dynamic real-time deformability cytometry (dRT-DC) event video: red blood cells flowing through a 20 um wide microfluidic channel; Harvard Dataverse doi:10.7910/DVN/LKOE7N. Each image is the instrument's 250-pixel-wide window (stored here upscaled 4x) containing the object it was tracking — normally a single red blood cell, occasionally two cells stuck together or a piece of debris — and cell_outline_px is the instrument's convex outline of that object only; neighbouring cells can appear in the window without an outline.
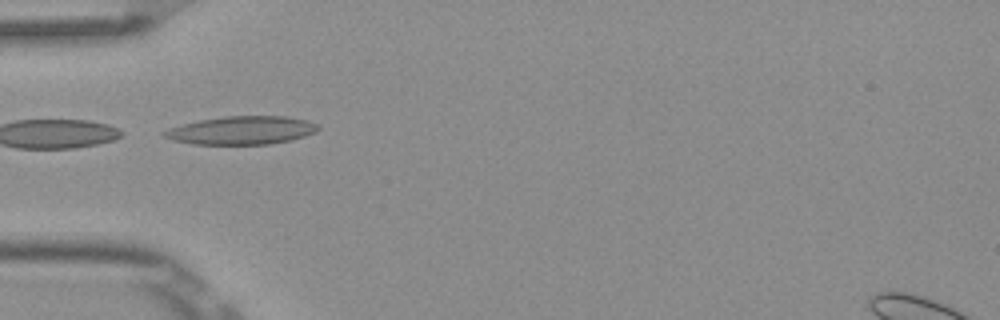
{"species": "Egyptian fruit bat (a non-hibernating species)", "species_latin": "Rousettus aegyptiacus", "temperature_condition": "room temperature", "stored_images_in_passage": 3, "camera_frame_rate_fps": 3000, "um_per_image_px": 0.085, "frame": {"image": 1, "passage_image": 1, "time_ms": 0.0, "image_size_px": [1000, 320], "cell_outline_px": [[320, 128], [316, 132], [292, 140], [268, 144], [192, 144], [172, 140], [164, 136], [160, 132], [184, 124], [200, 120], [224, 116], [288, 116], [308, 120], [316, 124]], "centroid_in_image_um": [20.57, 11.08], "position_along_channel_um": 64.4, "area_um2": 25.26}}
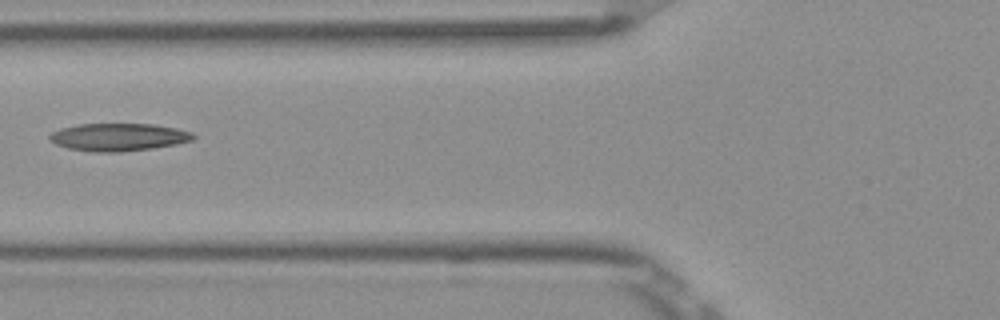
{"frame": {"image": 2, "passage_image": 2, "time_ms": 0.333, "image_size_px": [1000, 320], "cell_outline_px": [[196, 136], [192, 140], [176, 144], [152, 148], [120, 152], [92, 152], [68, 148], [56, 144], [48, 140], [48, 136], [52, 132], [60, 128], [80, 124], [156, 124], [176, 128], [192, 132]], "centroid_in_image_um": [10.06, 11.65], "position_along_channel_um": 115.7, "area_um2": 23.24}}
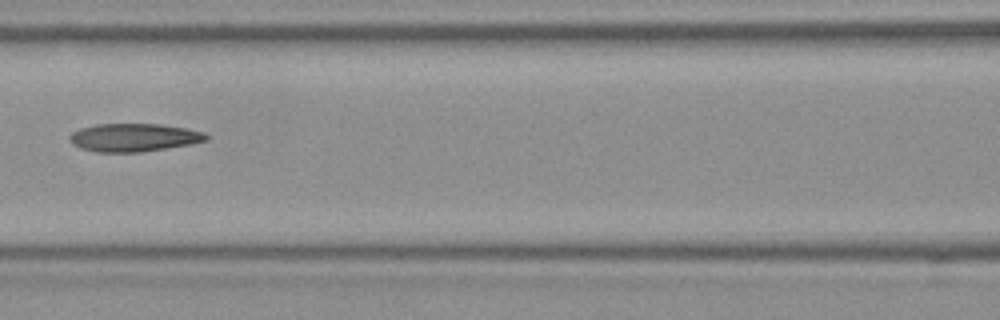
{"frame": {"image": 3, "passage_image": 3, "time_ms": 0.667, "image_size_px": [1000, 320], "cell_outline_px": [[208, 140], [192, 144], [140, 152], [96, 152], [80, 148], [72, 144], [68, 140], [68, 136], [72, 132], [80, 128], [96, 124], [160, 124], [184, 128], [204, 132], [208, 136]], "centroid_in_image_um": [11.34, 11.69], "position_along_channel_um": 155.3, "area_um2": 22.43}}